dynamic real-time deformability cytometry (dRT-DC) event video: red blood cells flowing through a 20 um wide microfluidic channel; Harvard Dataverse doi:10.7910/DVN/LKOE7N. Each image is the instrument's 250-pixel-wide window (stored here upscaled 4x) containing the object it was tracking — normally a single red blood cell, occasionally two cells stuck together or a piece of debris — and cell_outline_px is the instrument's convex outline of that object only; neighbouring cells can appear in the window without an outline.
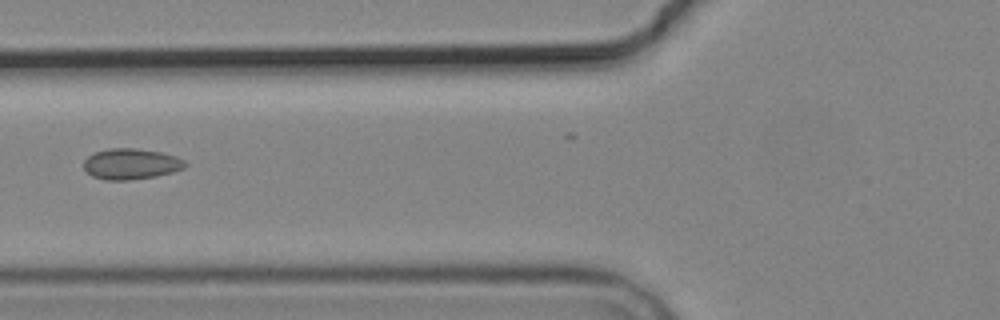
{"species": "common noctule bat (a hibernating species)", "species_latin": "Nyctalus noctula", "temperature_condition": "cold", "stored_images_in_passage": 7, "camera_frame_rate_fps": 3000, "um_per_image_px": 0.085, "animal": {"sex": "male", "body_mass_g": 19.2, "forearm_length_mm": 51.8}, "frame": {"image": 1, "passage_image": 4, "time_ms": 4.333, "image_size_px": [1000, 320], "cell_outline_px": [[188, 164], [184, 168], [172, 172], [156, 176], [128, 180], [104, 180], [92, 176], [84, 168], [84, 160], [92, 152], [108, 148], [136, 148], [160, 152], [176, 156], [184, 160]], "centroid_in_image_um": [11.12, 13.93], "position_along_channel_um": 114.7, "area_um2": 18.32}}
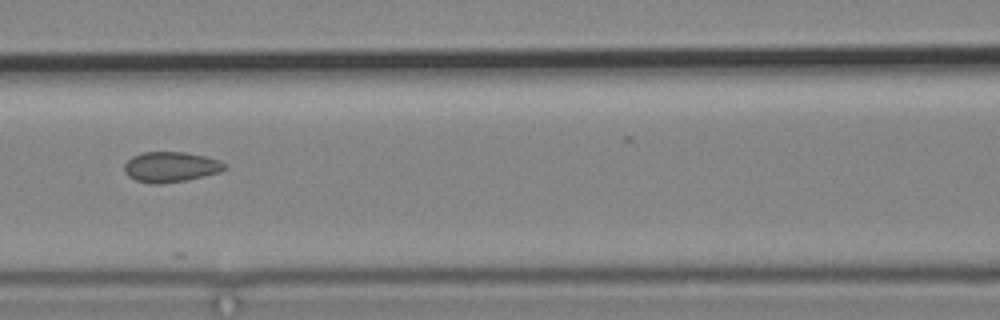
{"frame": {"image": 2, "passage_image": 5, "time_ms": 5.333, "image_size_px": [1000, 320], "cell_outline_px": [[228, 168], [216, 172], [184, 180], [160, 184], [136, 180], [128, 176], [124, 172], [124, 164], [132, 156], [144, 152], [184, 152], [204, 156], [220, 160], [228, 164]], "centroid_in_image_um": [14.5, 14.17], "position_along_channel_um": 152.1, "area_um2": 17.46}}
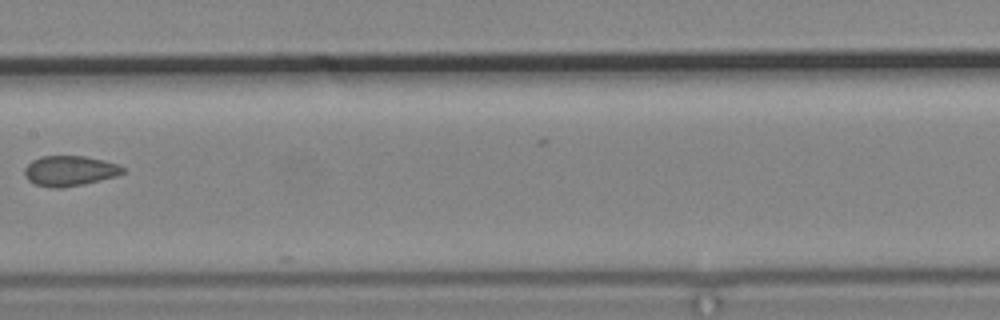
{"frame": {"image": 3, "passage_image": 6, "time_ms": 6.667, "image_size_px": [1000, 320], "cell_outline_px": [[124, 172], [116, 176], [84, 184], [60, 188], [52, 188], [36, 184], [28, 180], [24, 176], [24, 168], [32, 160], [40, 156], [84, 156], [104, 160], [116, 164], [124, 168]], "centroid_in_image_um": [5.89, 14.52], "position_along_channel_um": 201.5, "area_um2": 17.28}}